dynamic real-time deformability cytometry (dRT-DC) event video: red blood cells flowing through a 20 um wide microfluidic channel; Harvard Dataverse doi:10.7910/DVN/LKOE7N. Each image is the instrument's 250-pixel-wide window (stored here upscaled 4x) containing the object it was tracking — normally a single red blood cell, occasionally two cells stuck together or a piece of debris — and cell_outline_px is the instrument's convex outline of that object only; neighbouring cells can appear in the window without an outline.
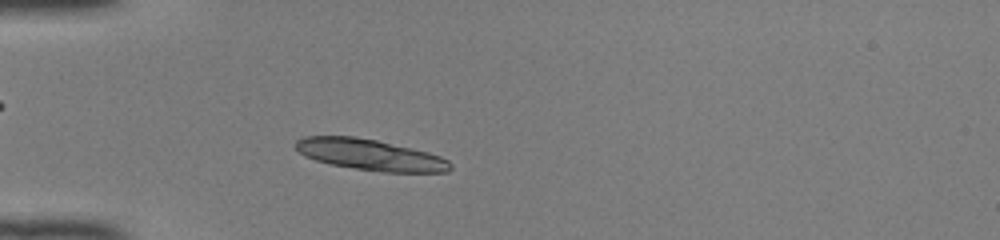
{"species": "common noctule bat (a hibernating species)", "species_latin": "Nyctalus noctula", "temperature_condition": "room temperature", "stored_images_in_passage": 43, "camera_frame_rate_fps": 3000, "um_per_image_px": 0.085, "animal": {"sex": "female", "body_mass_g": 22.0, "forearm_length_mm": 56.7}, "frame": {"image": 1, "passage_image": 9, "time_ms": 2.667, "image_size_px": [1000, 240], "cell_outline_px": [[452, 168], [448, 172], [384, 172], [356, 168], [332, 164], [316, 160], [304, 156], [292, 144], [296, 140], [304, 136], [352, 136], [376, 140], [428, 152], [440, 156], [448, 160], [452, 164]], "centroid_in_image_um": [31.46, 13.15], "position_along_channel_um": 53.5, "area_um2": 27.86}}